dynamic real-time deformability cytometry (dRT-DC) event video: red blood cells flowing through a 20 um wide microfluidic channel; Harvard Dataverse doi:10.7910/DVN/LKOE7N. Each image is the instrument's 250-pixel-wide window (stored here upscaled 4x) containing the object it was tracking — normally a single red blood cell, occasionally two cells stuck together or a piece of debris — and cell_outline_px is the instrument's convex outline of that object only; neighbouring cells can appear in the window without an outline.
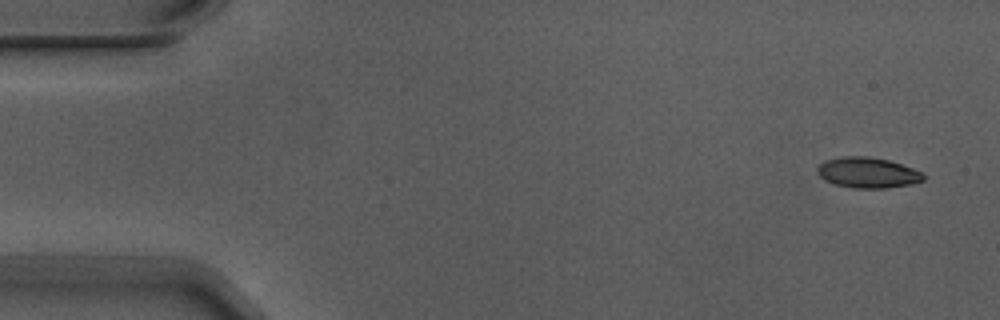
{"species": "Egyptian fruit bat (a non-hibernating species)", "species_latin": "Rousettus aegyptiacus", "temperature_condition": "warm", "stored_images_in_passage": 17, "camera_frame_rate_fps": 3000, "um_per_image_px": 0.085, "animal": {"sex": "male"}, "frame": {"image": 1, "passage_image": 1, "time_ms": 0.0, "image_size_px": [1000, 320], "cell_outline_px": [[924, 180], [912, 184], [884, 188], [852, 188], [836, 184], [824, 180], [816, 172], [816, 168], [824, 160], [844, 156], [868, 156], [888, 160], [924, 172]], "centroid_in_image_um": [73.74, 14.67], "position_along_channel_um": 11.3, "area_um2": 18.96}}
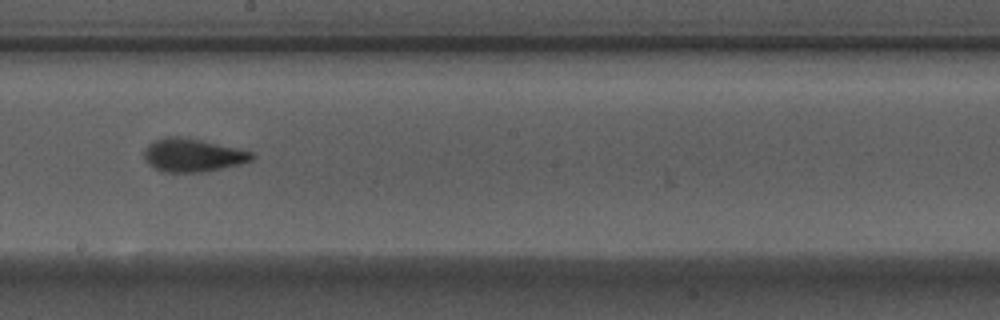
{"frame": {"image": 2, "passage_image": 9, "time_ms": 2.667, "image_size_px": [1000, 320], "cell_outline_px": [[256, 156], [252, 160], [240, 164], [208, 172], [164, 172], [148, 164], [144, 160], [144, 148], [148, 144], [156, 140], [168, 136], [184, 136], [236, 148], [252, 152]], "centroid_in_image_um": [16.37, 13.19], "position_along_channel_um": 231.8, "area_um2": 20.98}}
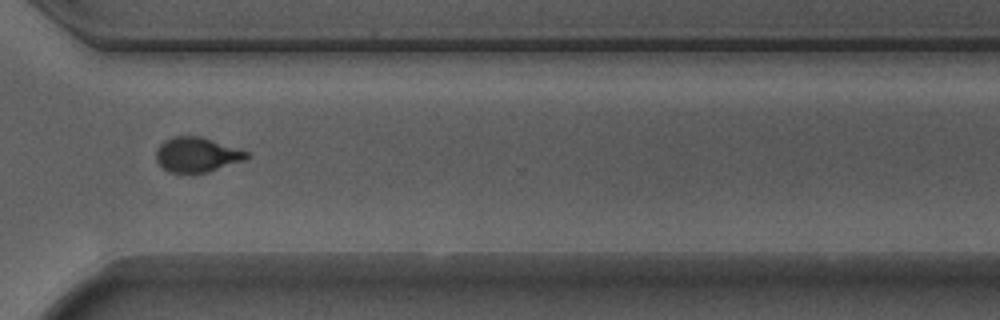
{"frame": {"image": 3, "passage_image": 13, "time_ms": 4.0, "image_size_px": [1000, 320], "cell_outline_px": [[248, 156], [244, 160], [208, 172], [168, 172], [156, 160], [156, 148], [164, 140], [172, 136], [200, 136], [248, 152]], "centroid_in_image_um": [16.69, 13.14], "position_along_channel_um": 353.9, "area_um2": 18.09}}